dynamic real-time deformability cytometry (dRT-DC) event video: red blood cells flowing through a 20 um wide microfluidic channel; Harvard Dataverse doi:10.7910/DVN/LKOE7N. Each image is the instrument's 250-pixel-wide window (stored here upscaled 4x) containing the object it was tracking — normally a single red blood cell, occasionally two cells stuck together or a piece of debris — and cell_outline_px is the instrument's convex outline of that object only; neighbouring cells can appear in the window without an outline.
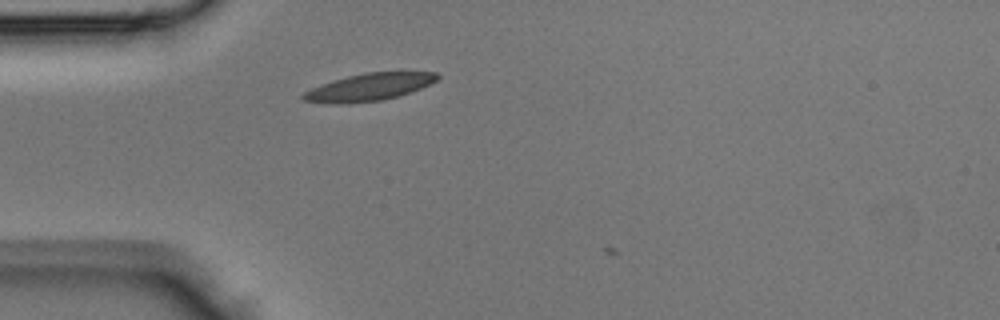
{"species": "Egyptian fruit bat (a non-hibernating species)", "species_latin": "Rousettus aegyptiacus", "temperature_condition": "room temperature", "stored_images_in_passage": 7, "camera_frame_rate_fps": 3000, "um_per_image_px": 0.085, "animal": {"sex": "male"}, "frame": {"image": 1, "passage_image": 4, "time_ms": 1.0, "image_size_px": [1000, 320], "cell_outline_px": [[440, 76], [436, 80], [420, 88], [396, 96], [380, 100], [340, 104], [324, 104], [304, 100], [300, 96], [304, 92], [312, 88], [332, 80], [364, 72], [436, 72]], "centroid_in_image_um": [31.3, 7.4], "position_along_channel_um": 53.7, "area_um2": 21.1}}